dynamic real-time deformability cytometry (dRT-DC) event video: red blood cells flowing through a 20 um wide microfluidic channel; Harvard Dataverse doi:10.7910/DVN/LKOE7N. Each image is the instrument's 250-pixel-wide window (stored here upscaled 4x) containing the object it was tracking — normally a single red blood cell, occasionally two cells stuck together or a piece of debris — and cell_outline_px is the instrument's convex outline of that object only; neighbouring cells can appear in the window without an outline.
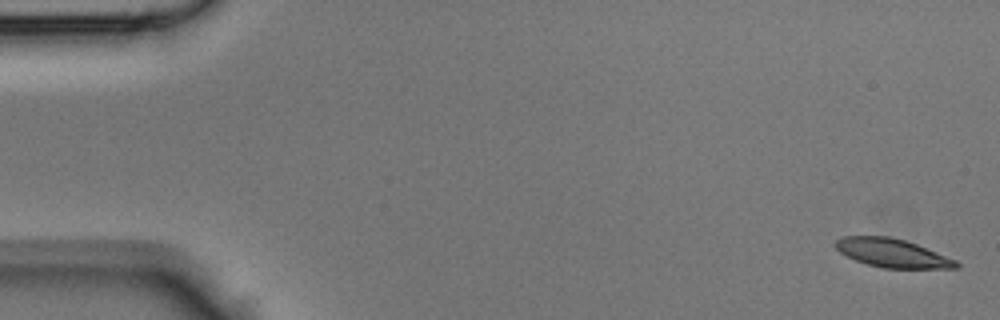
{"species": "Egyptian fruit bat (a non-hibernating species)", "species_latin": "Rousettus aegyptiacus", "temperature_condition": "room temperature", "stored_images_in_passage": 45, "camera_frame_rate_fps": 3000, "um_per_image_px": 0.085, "animal": {"sex": "male"}, "frame": {"image": 1, "passage_image": 1, "time_ms": 0.0, "image_size_px": [1000, 320], "cell_outline_px": [[960, 268], [880, 268], [856, 260], [840, 252], [832, 244], [836, 240], [844, 236], [888, 236], [904, 240], [916, 244], [956, 260], [960, 264]], "centroid_in_image_um": [75.83, 21.51], "position_along_channel_um": 9.2, "area_um2": 19.94}}
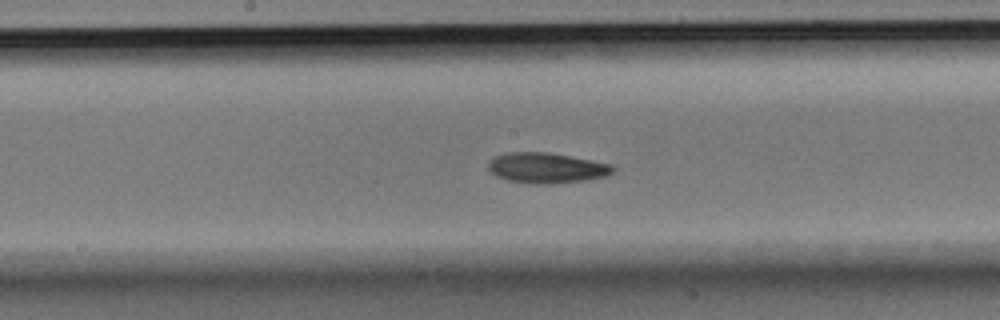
{"frame": {"image": 2, "passage_image": 23, "time_ms": 7.333, "image_size_px": [1000, 320], "cell_outline_px": [[616, 168], [608, 176], [584, 180], [548, 184], [532, 184], [508, 180], [496, 176], [488, 168], [488, 164], [496, 156], [508, 152], [548, 152], [612, 164]], "centroid_in_image_um": [46.48, 14.27], "position_along_channel_um": 201.7, "area_um2": 21.96}}
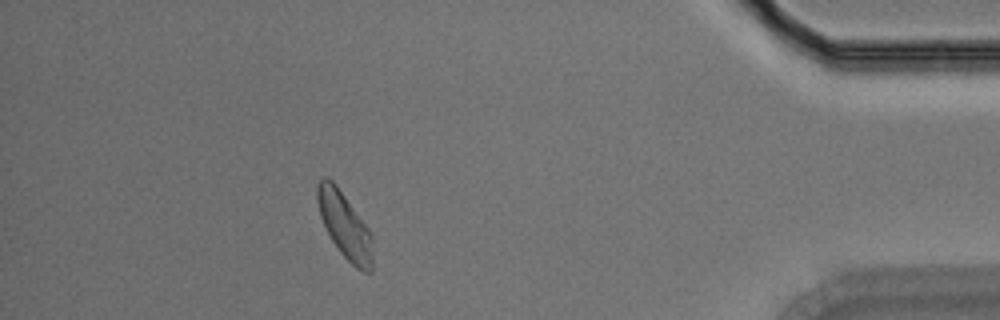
{"frame": {"image": 3, "passage_image": 40, "time_ms": 13.0, "image_size_px": [1000, 320], "cell_outline_px": [[372, 272], [364, 272], [356, 268], [340, 252], [332, 240], [320, 216], [316, 200], [316, 184], [324, 176], [332, 180], [336, 184], [368, 228], [372, 236]], "centroid_in_image_um": [29.29, 19.14], "position_along_channel_um": 405.9, "area_um2": 21.1}}